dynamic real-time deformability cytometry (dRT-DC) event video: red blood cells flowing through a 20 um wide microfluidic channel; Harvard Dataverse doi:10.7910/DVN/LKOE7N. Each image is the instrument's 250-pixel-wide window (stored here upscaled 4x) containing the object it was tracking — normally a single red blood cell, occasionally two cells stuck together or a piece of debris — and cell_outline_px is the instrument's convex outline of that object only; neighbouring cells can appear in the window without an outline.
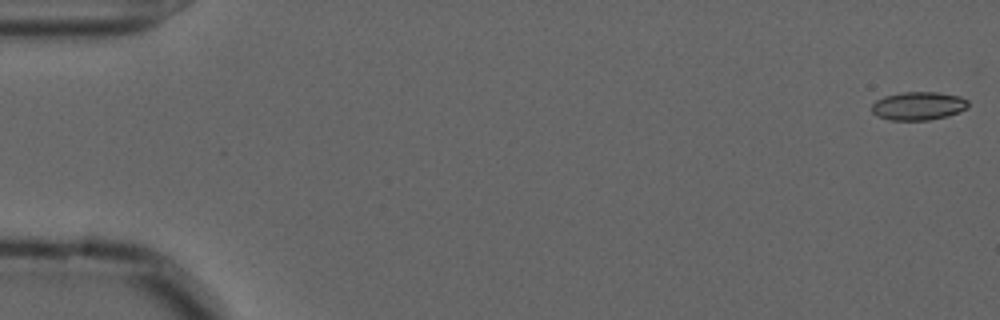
{"species": "common noctule bat (a hibernating species)", "species_latin": "Nyctalus noctula", "temperature_condition": "cold", "stored_images_in_passage": 14, "camera_frame_rate_fps": 3000, "um_per_image_px": 0.085, "animal": {"sex": "male", "forearm_length_mm": 52.5}, "frame": {"image": 1, "passage_image": 1, "time_ms": 0.0, "image_size_px": [1000, 320], "cell_outline_px": [[968, 108], [960, 112], [948, 116], [928, 120], [892, 120], [876, 116], [872, 112], [872, 104], [876, 100], [884, 96], [900, 92], [940, 92], [960, 96], [968, 100]], "centroid_in_image_um": [78.08, 9.0], "position_along_channel_um": 6.9, "area_um2": 16.13}}
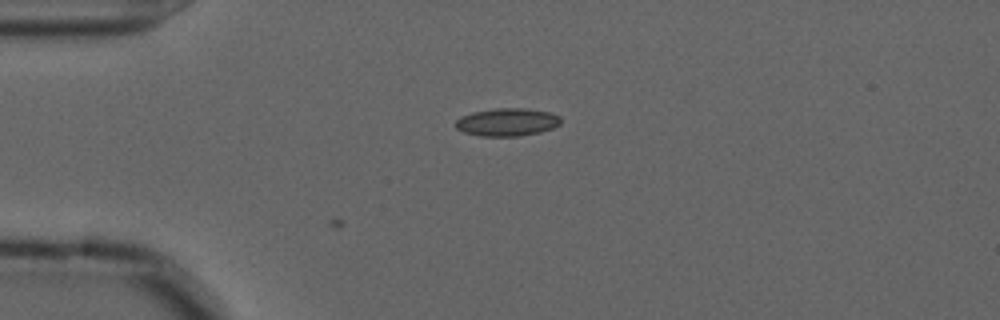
{"frame": {"image": 2, "passage_image": 14, "time_ms": 4.333, "image_size_px": [1000, 320], "cell_outline_px": [[560, 124], [552, 128], [540, 132], [520, 136], [480, 136], [464, 132], [456, 128], [456, 120], [460, 116], [472, 112], [496, 108], [524, 108], [548, 112], [560, 116]], "centroid_in_image_um": [43.09, 10.38], "position_along_channel_um": 41.9, "area_um2": 17.05}}